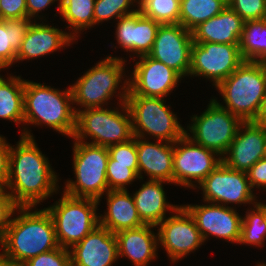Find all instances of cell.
Segmentation results:
<instances>
[{
    "mask_svg": "<svg viewBox=\"0 0 266 266\" xmlns=\"http://www.w3.org/2000/svg\"><path fill=\"white\" fill-rule=\"evenodd\" d=\"M138 0H95L94 27L104 21L118 20L138 11ZM133 6L137 7L136 9ZM133 8V9H130Z\"/></svg>",
    "mask_w": 266,
    "mask_h": 266,
    "instance_id": "obj_34",
    "label": "cell"
},
{
    "mask_svg": "<svg viewBox=\"0 0 266 266\" xmlns=\"http://www.w3.org/2000/svg\"><path fill=\"white\" fill-rule=\"evenodd\" d=\"M204 203L202 205L182 204L193 217L204 241L213 236L232 244H239L243 216L237 212L236 207Z\"/></svg>",
    "mask_w": 266,
    "mask_h": 266,
    "instance_id": "obj_15",
    "label": "cell"
},
{
    "mask_svg": "<svg viewBox=\"0 0 266 266\" xmlns=\"http://www.w3.org/2000/svg\"><path fill=\"white\" fill-rule=\"evenodd\" d=\"M172 214L169 213L170 216L160 222L156 228H158V246L165 249L172 263H176L199 249L205 241L193 217L182 205Z\"/></svg>",
    "mask_w": 266,
    "mask_h": 266,
    "instance_id": "obj_14",
    "label": "cell"
},
{
    "mask_svg": "<svg viewBox=\"0 0 266 266\" xmlns=\"http://www.w3.org/2000/svg\"><path fill=\"white\" fill-rule=\"evenodd\" d=\"M138 11L161 25L179 24L180 2L178 0H138Z\"/></svg>",
    "mask_w": 266,
    "mask_h": 266,
    "instance_id": "obj_33",
    "label": "cell"
},
{
    "mask_svg": "<svg viewBox=\"0 0 266 266\" xmlns=\"http://www.w3.org/2000/svg\"><path fill=\"white\" fill-rule=\"evenodd\" d=\"M227 4L244 21L266 18V0H227Z\"/></svg>",
    "mask_w": 266,
    "mask_h": 266,
    "instance_id": "obj_36",
    "label": "cell"
},
{
    "mask_svg": "<svg viewBox=\"0 0 266 266\" xmlns=\"http://www.w3.org/2000/svg\"><path fill=\"white\" fill-rule=\"evenodd\" d=\"M138 177L143 180V172L149 180L165 181L173 184L174 143L136 137Z\"/></svg>",
    "mask_w": 266,
    "mask_h": 266,
    "instance_id": "obj_21",
    "label": "cell"
},
{
    "mask_svg": "<svg viewBox=\"0 0 266 266\" xmlns=\"http://www.w3.org/2000/svg\"><path fill=\"white\" fill-rule=\"evenodd\" d=\"M153 228L156 226L144 224L117 232L118 257L128 258L134 266H148L157 259L158 234Z\"/></svg>",
    "mask_w": 266,
    "mask_h": 266,
    "instance_id": "obj_23",
    "label": "cell"
},
{
    "mask_svg": "<svg viewBox=\"0 0 266 266\" xmlns=\"http://www.w3.org/2000/svg\"><path fill=\"white\" fill-rule=\"evenodd\" d=\"M185 130L193 142L223 156L243 121L211 98L201 115H192ZM189 131V132H188ZM191 133V134H190Z\"/></svg>",
    "mask_w": 266,
    "mask_h": 266,
    "instance_id": "obj_10",
    "label": "cell"
},
{
    "mask_svg": "<svg viewBox=\"0 0 266 266\" xmlns=\"http://www.w3.org/2000/svg\"><path fill=\"white\" fill-rule=\"evenodd\" d=\"M242 217L241 237L239 244L257 248L264 247L266 240V204L258 202L248 208Z\"/></svg>",
    "mask_w": 266,
    "mask_h": 266,
    "instance_id": "obj_32",
    "label": "cell"
},
{
    "mask_svg": "<svg viewBox=\"0 0 266 266\" xmlns=\"http://www.w3.org/2000/svg\"><path fill=\"white\" fill-rule=\"evenodd\" d=\"M137 58L132 73L128 75L127 95L165 98L183 80L175 70L149 55Z\"/></svg>",
    "mask_w": 266,
    "mask_h": 266,
    "instance_id": "obj_16",
    "label": "cell"
},
{
    "mask_svg": "<svg viewBox=\"0 0 266 266\" xmlns=\"http://www.w3.org/2000/svg\"><path fill=\"white\" fill-rule=\"evenodd\" d=\"M264 158L266 159V145H265V154H264Z\"/></svg>",
    "mask_w": 266,
    "mask_h": 266,
    "instance_id": "obj_49",
    "label": "cell"
},
{
    "mask_svg": "<svg viewBox=\"0 0 266 266\" xmlns=\"http://www.w3.org/2000/svg\"><path fill=\"white\" fill-rule=\"evenodd\" d=\"M33 208V209H32ZM19 207L3 238L0 257L25 263L41 253L59 247L51 215L45 209ZM34 210V211H33Z\"/></svg>",
    "mask_w": 266,
    "mask_h": 266,
    "instance_id": "obj_2",
    "label": "cell"
},
{
    "mask_svg": "<svg viewBox=\"0 0 266 266\" xmlns=\"http://www.w3.org/2000/svg\"><path fill=\"white\" fill-rule=\"evenodd\" d=\"M58 2V13L60 12V0H26L27 17L33 21L41 20L40 12L47 10L50 5ZM39 18V19H38ZM38 19V20H37Z\"/></svg>",
    "mask_w": 266,
    "mask_h": 266,
    "instance_id": "obj_43",
    "label": "cell"
},
{
    "mask_svg": "<svg viewBox=\"0 0 266 266\" xmlns=\"http://www.w3.org/2000/svg\"><path fill=\"white\" fill-rule=\"evenodd\" d=\"M73 173L75 181L68 179L63 192L73 197L92 198L101 202L109 191L107 183V147L91 143L73 141Z\"/></svg>",
    "mask_w": 266,
    "mask_h": 266,
    "instance_id": "obj_7",
    "label": "cell"
},
{
    "mask_svg": "<svg viewBox=\"0 0 266 266\" xmlns=\"http://www.w3.org/2000/svg\"><path fill=\"white\" fill-rule=\"evenodd\" d=\"M118 106L114 109L106 106L77 111L72 139L108 148L134 138L130 111L125 102ZM88 137L92 142L87 141Z\"/></svg>",
    "mask_w": 266,
    "mask_h": 266,
    "instance_id": "obj_6",
    "label": "cell"
},
{
    "mask_svg": "<svg viewBox=\"0 0 266 266\" xmlns=\"http://www.w3.org/2000/svg\"><path fill=\"white\" fill-rule=\"evenodd\" d=\"M165 181L147 180L139 190L132 194L141 221L144 224L157 226L166 219V212L173 213L179 205L168 202L163 184Z\"/></svg>",
    "mask_w": 266,
    "mask_h": 266,
    "instance_id": "obj_25",
    "label": "cell"
},
{
    "mask_svg": "<svg viewBox=\"0 0 266 266\" xmlns=\"http://www.w3.org/2000/svg\"><path fill=\"white\" fill-rule=\"evenodd\" d=\"M69 251L72 266H112L119 259L116 234L101 225Z\"/></svg>",
    "mask_w": 266,
    "mask_h": 266,
    "instance_id": "obj_19",
    "label": "cell"
},
{
    "mask_svg": "<svg viewBox=\"0 0 266 266\" xmlns=\"http://www.w3.org/2000/svg\"><path fill=\"white\" fill-rule=\"evenodd\" d=\"M227 6V0H182L179 24L193 31L204 21L215 17Z\"/></svg>",
    "mask_w": 266,
    "mask_h": 266,
    "instance_id": "obj_30",
    "label": "cell"
},
{
    "mask_svg": "<svg viewBox=\"0 0 266 266\" xmlns=\"http://www.w3.org/2000/svg\"><path fill=\"white\" fill-rule=\"evenodd\" d=\"M109 156L122 164H138L136 136L131 140L108 147Z\"/></svg>",
    "mask_w": 266,
    "mask_h": 266,
    "instance_id": "obj_38",
    "label": "cell"
},
{
    "mask_svg": "<svg viewBox=\"0 0 266 266\" xmlns=\"http://www.w3.org/2000/svg\"><path fill=\"white\" fill-rule=\"evenodd\" d=\"M0 266H27L25 263L13 262L0 257Z\"/></svg>",
    "mask_w": 266,
    "mask_h": 266,
    "instance_id": "obj_45",
    "label": "cell"
},
{
    "mask_svg": "<svg viewBox=\"0 0 266 266\" xmlns=\"http://www.w3.org/2000/svg\"><path fill=\"white\" fill-rule=\"evenodd\" d=\"M125 103L130 111L134 136L145 139L150 136L154 141L156 138L174 143L186 134L177 114L166 105L165 98L127 95Z\"/></svg>",
    "mask_w": 266,
    "mask_h": 266,
    "instance_id": "obj_8",
    "label": "cell"
},
{
    "mask_svg": "<svg viewBox=\"0 0 266 266\" xmlns=\"http://www.w3.org/2000/svg\"><path fill=\"white\" fill-rule=\"evenodd\" d=\"M216 89L225 103L221 104L243 122L255 121L266 94V69L262 62L244 61Z\"/></svg>",
    "mask_w": 266,
    "mask_h": 266,
    "instance_id": "obj_5",
    "label": "cell"
},
{
    "mask_svg": "<svg viewBox=\"0 0 266 266\" xmlns=\"http://www.w3.org/2000/svg\"><path fill=\"white\" fill-rule=\"evenodd\" d=\"M247 178L250 182V186L254 190L264 189L266 190V159L262 158L257 161L247 172ZM262 187V188H261Z\"/></svg>",
    "mask_w": 266,
    "mask_h": 266,
    "instance_id": "obj_41",
    "label": "cell"
},
{
    "mask_svg": "<svg viewBox=\"0 0 266 266\" xmlns=\"http://www.w3.org/2000/svg\"><path fill=\"white\" fill-rule=\"evenodd\" d=\"M266 127L254 121L243 122L230 147L221 157L222 162L235 171L247 172L264 158Z\"/></svg>",
    "mask_w": 266,
    "mask_h": 266,
    "instance_id": "obj_18",
    "label": "cell"
},
{
    "mask_svg": "<svg viewBox=\"0 0 266 266\" xmlns=\"http://www.w3.org/2000/svg\"><path fill=\"white\" fill-rule=\"evenodd\" d=\"M11 144L0 135V184L5 188L9 175V156Z\"/></svg>",
    "mask_w": 266,
    "mask_h": 266,
    "instance_id": "obj_42",
    "label": "cell"
},
{
    "mask_svg": "<svg viewBox=\"0 0 266 266\" xmlns=\"http://www.w3.org/2000/svg\"><path fill=\"white\" fill-rule=\"evenodd\" d=\"M71 87L60 90L24 79L23 125L47 126L72 138L76 127Z\"/></svg>",
    "mask_w": 266,
    "mask_h": 266,
    "instance_id": "obj_3",
    "label": "cell"
},
{
    "mask_svg": "<svg viewBox=\"0 0 266 266\" xmlns=\"http://www.w3.org/2000/svg\"><path fill=\"white\" fill-rule=\"evenodd\" d=\"M239 47L244 61L262 62L266 58V18L244 21Z\"/></svg>",
    "mask_w": 266,
    "mask_h": 266,
    "instance_id": "obj_31",
    "label": "cell"
},
{
    "mask_svg": "<svg viewBox=\"0 0 266 266\" xmlns=\"http://www.w3.org/2000/svg\"><path fill=\"white\" fill-rule=\"evenodd\" d=\"M106 176L109 190H127V185L139 180L138 164L116 163L109 156Z\"/></svg>",
    "mask_w": 266,
    "mask_h": 266,
    "instance_id": "obj_35",
    "label": "cell"
},
{
    "mask_svg": "<svg viewBox=\"0 0 266 266\" xmlns=\"http://www.w3.org/2000/svg\"><path fill=\"white\" fill-rule=\"evenodd\" d=\"M25 264L27 266H72L70 251L60 246L31 258Z\"/></svg>",
    "mask_w": 266,
    "mask_h": 266,
    "instance_id": "obj_37",
    "label": "cell"
},
{
    "mask_svg": "<svg viewBox=\"0 0 266 266\" xmlns=\"http://www.w3.org/2000/svg\"><path fill=\"white\" fill-rule=\"evenodd\" d=\"M4 190V187L0 184V193Z\"/></svg>",
    "mask_w": 266,
    "mask_h": 266,
    "instance_id": "obj_48",
    "label": "cell"
},
{
    "mask_svg": "<svg viewBox=\"0 0 266 266\" xmlns=\"http://www.w3.org/2000/svg\"><path fill=\"white\" fill-rule=\"evenodd\" d=\"M254 122L266 127V94H265V97L262 99V103H261V106L258 112V116Z\"/></svg>",
    "mask_w": 266,
    "mask_h": 266,
    "instance_id": "obj_44",
    "label": "cell"
},
{
    "mask_svg": "<svg viewBox=\"0 0 266 266\" xmlns=\"http://www.w3.org/2000/svg\"><path fill=\"white\" fill-rule=\"evenodd\" d=\"M18 208L19 206L8 193V190L4 189L0 193V240L3 238Z\"/></svg>",
    "mask_w": 266,
    "mask_h": 266,
    "instance_id": "obj_39",
    "label": "cell"
},
{
    "mask_svg": "<svg viewBox=\"0 0 266 266\" xmlns=\"http://www.w3.org/2000/svg\"><path fill=\"white\" fill-rule=\"evenodd\" d=\"M116 25L115 39L119 48L133 53L132 56L140 57L151 52L161 24L136 11L120 17Z\"/></svg>",
    "mask_w": 266,
    "mask_h": 266,
    "instance_id": "obj_20",
    "label": "cell"
},
{
    "mask_svg": "<svg viewBox=\"0 0 266 266\" xmlns=\"http://www.w3.org/2000/svg\"><path fill=\"white\" fill-rule=\"evenodd\" d=\"M244 20L227 4L215 17L192 31L195 43L240 44Z\"/></svg>",
    "mask_w": 266,
    "mask_h": 266,
    "instance_id": "obj_24",
    "label": "cell"
},
{
    "mask_svg": "<svg viewBox=\"0 0 266 266\" xmlns=\"http://www.w3.org/2000/svg\"><path fill=\"white\" fill-rule=\"evenodd\" d=\"M262 63L264 65L265 69H266V58L262 61Z\"/></svg>",
    "mask_w": 266,
    "mask_h": 266,
    "instance_id": "obj_47",
    "label": "cell"
},
{
    "mask_svg": "<svg viewBox=\"0 0 266 266\" xmlns=\"http://www.w3.org/2000/svg\"><path fill=\"white\" fill-rule=\"evenodd\" d=\"M94 5L95 0H60L59 14L67 22L69 32L72 30L70 35L75 40L81 31L94 26Z\"/></svg>",
    "mask_w": 266,
    "mask_h": 266,
    "instance_id": "obj_29",
    "label": "cell"
},
{
    "mask_svg": "<svg viewBox=\"0 0 266 266\" xmlns=\"http://www.w3.org/2000/svg\"><path fill=\"white\" fill-rule=\"evenodd\" d=\"M60 197L45 209L52 217L58 245L69 250L99 225V202L64 192Z\"/></svg>",
    "mask_w": 266,
    "mask_h": 266,
    "instance_id": "obj_9",
    "label": "cell"
},
{
    "mask_svg": "<svg viewBox=\"0 0 266 266\" xmlns=\"http://www.w3.org/2000/svg\"><path fill=\"white\" fill-rule=\"evenodd\" d=\"M221 162L216 152L184 135L174 142L173 184L195 190Z\"/></svg>",
    "mask_w": 266,
    "mask_h": 266,
    "instance_id": "obj_11",
    "label": "cell"
},
{
    "mask_svg": "<svg viewBox=\"0 0 266 266\" xmlns=\"http://www.w3.org/2000/svg\"><path fill=\"white\" fill-rule=\"evenodd\" d=\"M76 41L69 32L49 24L34 21L21 42L16 53V63L24 60L37 59L52 54Z\"/></svg>",
    "mask_w": 266,
    "mask_h": 266,
    "instance_id": "obj_22",
    "label": "cell"
},
{
    "mask_svg": "<svg viewBox=\"0 0 266 266\" xmlns=\"http://www.w3.org/2000/svg\"><path fill=\"white\" fill-rule=\"evenodd\" d=\"M0 75V118L16 125L24 121V79L13 76L6 79Z\"/></svg>",
    "mask_w": 266,
    "mask_h": 266,
    "instance_id": "obj_28",
    "label": "cell"
},
{
    "mask_svg": "<svg viewBox=\"0 0 266 266\" xmlns=\"http://www.w3.org/2000/svg\"><path fill=\"white\" fill-rule=\"evenodd\" d=\"M3 20L27 17L26 0H0Z\"/></svg>",
    "mask_w": 266,
    "mask_h": 266,
    "instance_id": "obj_40",
    "label": "cell"
},
{
    "mask_svg": "<svg viewBox=\"0 0 266 266\" xmlns=\"http://www.w3.org/2000/svg\"><path fill=\"white\" fill-rule=\"evenodd\" d=\"M256 266H266V263L265 262H263V261H261V263L259 262V263H257V265Z\"/></svg>",
    "mask_w": 266,
    "mask_h": 266,
    "instance_id": "obj_46",
    "label": "cell"
},
{
    "mask_svg": "<svg viewBox=\"0 0 266 266\" xmlns=\"http://www.w3.org/2000/svg\"><path fill=\"white\" fill-rule=\"evenodd\" d=\"M106 202L107 212L104 215L99 213V225L112 233L144 225L128 190H109L106 193Z\"/></svg>",
    "mask_w": 266,
    "mask_h": 266,
    "instance_id": "obj_26",
    "label": "cell"
},
{
    "mask_svg": "<svg viewBox=\"0 0 266 266\" xmlns=\"http://www.w3.org/2000/svg\"><path fill=\"white\" fill-rule=\"evenodd\" d=\"M192 45L191 31L181 24H164L160 25L148 55L175 70L182 78L189 77Z\"/></svg>",
    "mask_w": 266,
    "mask_h": 266,
    "instance_id": "obj_17",
    "label": "cell"
},
{
    "mask_svg": "<svg viewBox=\"0 0 266 266\" xmlns=\"http://www.w3.org/2000/svg\"><path fill=\"white\" fill-rule=\"evenodd\" d=\"M126 61L125 58L109 55L97 62L95 66H92L79 77L74 84L70 85L73 105L79 107L76 108L75 106V111L108 106L109 100H112L113 96L115 97L118 89L116 96L119 100L117 105L118 103L126 102L128 93L127 78H129L125 74Z\"/></svg>",
    "mask_w": 266,
    "mask_h": 266,
    "instance_id": "obj_4",
    "label": "cell"
},
{
    "mask_svg": "<svg viewBox=\"0 0 266 266\" xmlns=\"http://www.w3.org/2000/svg\"><path fill=\"white\" fill-rule=\"evenodd\" d=\"M197 187L203 192V202L227 205V207L229 204L253 206L258 203L247 174L235 171L223 162L218 164Z\"/></svg>",
    "mask_w": 266,
    "mask_h": 266,
    "instance_id": "obj_13",
    "label": "cell"
},
{
    "mask_svg": "<svg viewBox=\"0 0 266 266\" xmlns=\"http://www.w3.org/2000/svg\"><path fill=\"white\" fill-rule=\"evenodd\" d=\"M22 128L20 140L10 148L8 182L4 189L11 191L8 193L19 207H36L58 193L59 177L38 148L31 130L27 126Z\"/></svg>",
    "mask_w": 266,
    "mask_h": 266,
    "instance_id": "obj_1",
    "label": "cell"
},
{
    "mask_svg": "<svg viewBox=\"0 0 266 266\" xmlns=\"http://www.w3.org/2000/svg\"><path fill=\"white\" fill-rule=\"evenodd\" d=\"M33 22L28 17L0 20V71L16 63V53Z\"/></svg>",
    "mask_w": 266,
    "mask_h": 266,
    "instance_id": "obj_27",
    "label": "cell"
},
{
    "mask_svg": "<svg viewBox=\"0 0 266 266\" xmlns=\"http://www.w3.org/2000/svg\"><path fill=\"white\" fill-rule=\"evenodd\" d=\"M243 62L239 44L193 42L189 76H202L216 88Z\"/></svg>",
    "mask_w": 266,
    "mask_h": 266,
    "instance_id": "obj_12",
    "label": "cell"
}]
</instances>
